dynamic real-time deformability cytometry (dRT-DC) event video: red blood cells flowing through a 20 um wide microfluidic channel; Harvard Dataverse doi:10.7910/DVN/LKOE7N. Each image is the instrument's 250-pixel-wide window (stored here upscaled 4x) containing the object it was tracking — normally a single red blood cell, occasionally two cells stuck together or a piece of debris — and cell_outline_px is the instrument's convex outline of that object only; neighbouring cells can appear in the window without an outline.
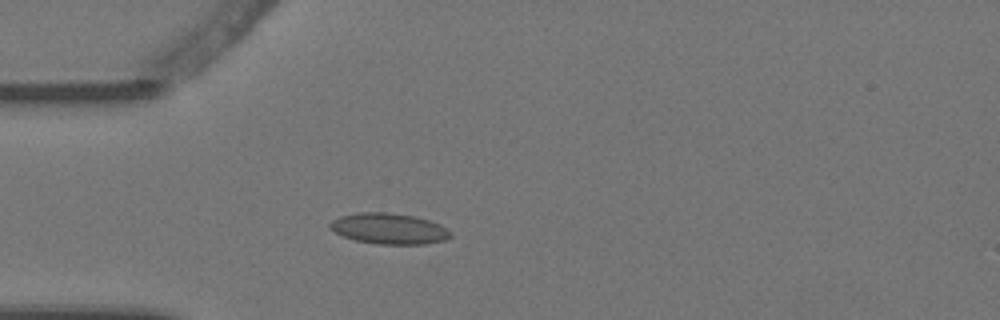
{"species": "Egyptian fruit bat (a non-hibernating species)", "species_latin": "Rousettus aegyptiacus", "temperature_condition": "warm", "stored_images_in_passage": 5, "camera_frame_rate_fps": 3000, "um_per_image_px": 0.085, "animal": {"sex": "female"}, "frame": {"image": 1, "passage_image": 5, "time_ms": 1.333, "image_size_px": [1000, 320], "cell_outline_px": [[452, 236], [444, 240], [424, 244], [376, 244], [356, 240], [344, 236], [328, 228], [328, 224], [332, 220], [340, 216], [356, 212], [384, 212], [416, 216], [440, 224], [452, 232]], "centroid_in_image_um": [33.06, 19.43], "position_along_channel_um": 51.9, "area_um2": 21.73}}